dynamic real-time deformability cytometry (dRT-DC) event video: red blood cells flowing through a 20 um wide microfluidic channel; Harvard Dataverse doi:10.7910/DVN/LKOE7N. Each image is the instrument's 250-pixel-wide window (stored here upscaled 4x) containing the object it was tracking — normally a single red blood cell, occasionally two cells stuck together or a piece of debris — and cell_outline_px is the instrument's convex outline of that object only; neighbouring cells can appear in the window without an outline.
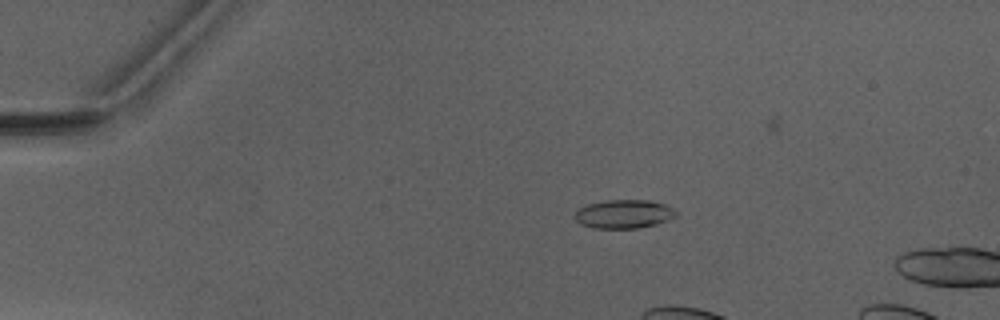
{"species": "Egyptian fruit bat (a non-hibernating species)", "species_latin": "Rousettus aegyptiacus", "temperature_condition": "warm", "stored_images_in_passage": 7, "camera_frame_rate_fps": 3000, "um_per_image_px": 0.085, "animal": {"sex": "male"}, "frame": {"image": 1, "passage_image": 3, "time_ms": 2.667, "image_size_px": [1000, 320], "cell_outline_px": [[680, 212], [676, 216], [668, 220], [656, 224], [636, 228], [596, 228], [580, 224], [576, 220], [576, 212], [584, 204], [604, 200], [648, 200], [664, 204]], "centroid_in_image_um": [53.04, 18.18], "position_along_channel_um": 32.0, "area_um2": 16.94}}
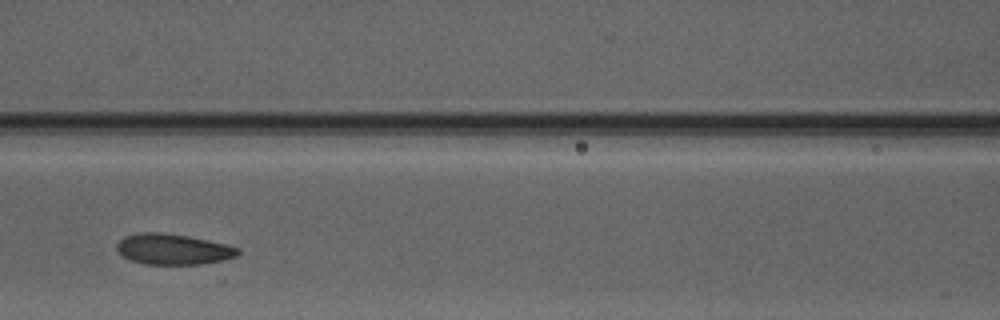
{"frame": {"image": 2, "passage_image": 7, "time_ms": 8.0, "image_size_px": [1000, 320], "cell_outline_px": [[240, 252], [236, 256], [220, 260], [200, 264], [144, 264], [132, 260], [124, 256], [116, 248], [116, 244], [124, 236], [144, 232], [164, 232], [188, 236], [208, 240], [240, 248]], "centroid_in_image_um": [14.7, 21.17], "position_along_channel_um": 151.9, "area_um2": 21.44}}